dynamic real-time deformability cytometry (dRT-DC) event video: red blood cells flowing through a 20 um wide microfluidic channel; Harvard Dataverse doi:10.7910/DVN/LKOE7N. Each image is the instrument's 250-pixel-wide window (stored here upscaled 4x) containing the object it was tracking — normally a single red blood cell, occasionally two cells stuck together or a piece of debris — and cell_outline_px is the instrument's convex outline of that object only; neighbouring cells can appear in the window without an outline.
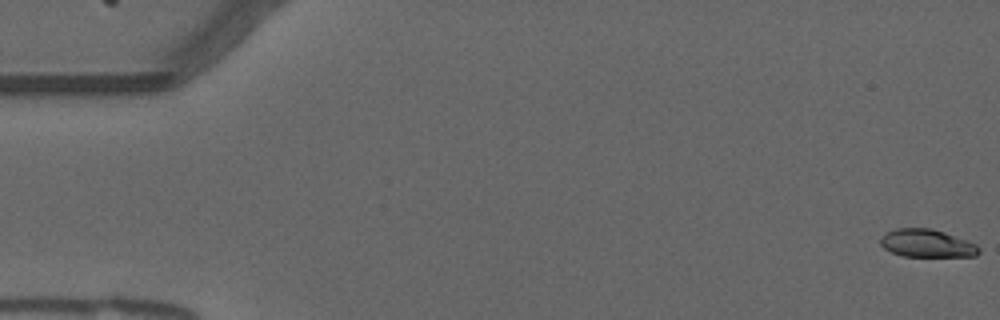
{"species": "common noctule bat (a hibernating species)", "species_latin": "Nyctalus noctula", "temperature_condition": "warm", "stored_images_in_passage": 7, "camera_frame_rate_fps": 3000, "um_per_image_px": 0.085, "animal": {"sex": "male", "forearm_length_mm": 52.5}, "frame": {"image": 1, "passage_image": 1, "time_ms": 0.0, "image_size_px": [1000, 320], "cell_outline_px": [[980, 252], [976, 256], [900, 256], [884, 248], [880, 244], [880, 236], [884, 232], [896, 228], [932, 228], [944, 232], [976, 244], [980, 248]], "centroid_in_image_um": [78.74, 20.67], "position_along_channel_um": 6.3, "area_um2": 16.07}}